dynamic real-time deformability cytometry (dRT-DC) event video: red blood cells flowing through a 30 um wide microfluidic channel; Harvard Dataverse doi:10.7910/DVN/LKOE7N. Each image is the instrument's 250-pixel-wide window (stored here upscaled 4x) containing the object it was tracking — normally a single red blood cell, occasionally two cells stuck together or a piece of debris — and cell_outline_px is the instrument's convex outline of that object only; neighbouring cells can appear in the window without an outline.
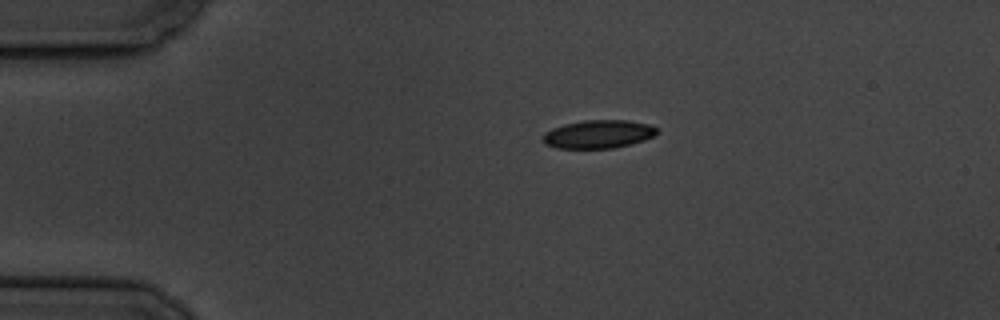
{"species": "common noctule bat (a hibernating species)", "species_latin": "Nyctalus noctula", "temperature_condition": "cold", "stored_images_in_passage": 8, "camera_frame_rate_fps": 3000, "um_per_image_px": 0.085, "animal": {"sex": "male", "body_mass_g": 19.5, "forearm_length_mm": 54.6}, "frame": {"image": 1, "passage_image": 1, "time_ms": 0.0, "image_size_px": [1000, 320], "cell_outline_px": [[656, 132], [652, 136], [644, 140], [612, 148], [556, 148], [544, 144], [544, 132], [552, 128], [564, 124], [584, 120], [628, 120], [648, 124], [656, 128]], "centroid_in_image_um": [50.81, 11.4], "position_along_channel_um": 34.2, "area_um2": 18.55}}
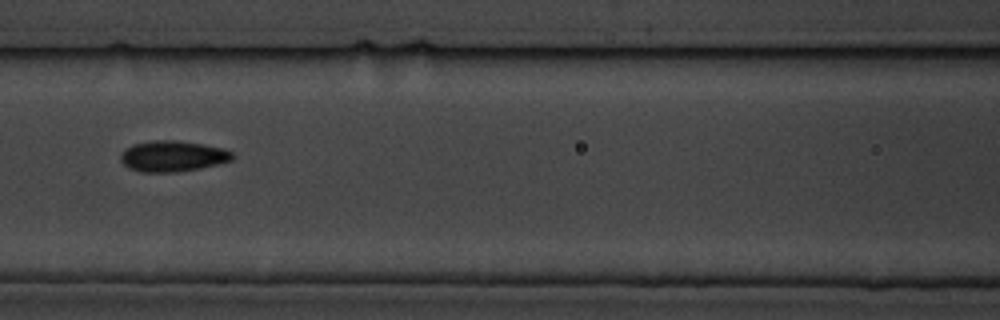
{"frame": {"image": 2, "passage_image": 5, "time_ms": 4.667, "image_size_px": [1000, 320], "cell_outline_px": [[236, 156], [232, 160], [200, 168], [180, 172], [140, 172], [128, 168], [120, 160], [120, 152], [124, 148], [132, 144], [152, 140], [176, 140], [204, 144], [224, 148], [232, 152]], "centroid_in_image_um": [14.65, 13.27], "position_along_channel_um": 151.9, "area_um2": 20.46}}
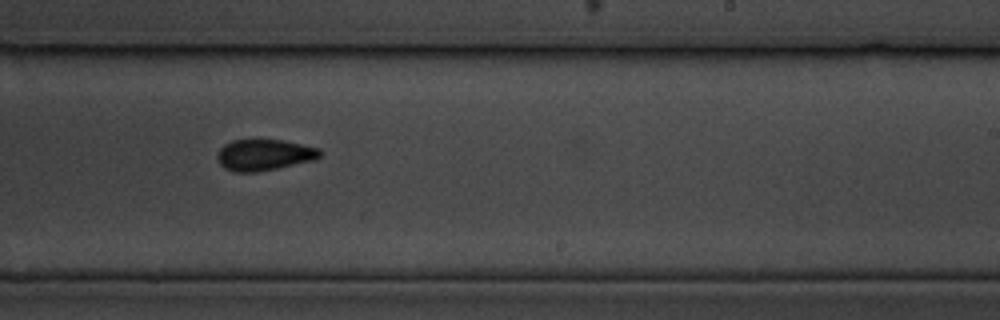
{"frame": {"image": 3, "passage_image": 8, "time_ms": 8.0, "image_size_px": [1000, 320], "cell_outline_px": [[320, 156], [316, 160], [256, 172], [232, 172], [224, 168], [220, 164], [216, 156], [220, 148], [224, 144], [232, 140], [280, 140], [320, 148]], "centroid_in_image_um": [22.43, 13.17], "position_along_channel_um": 266.6, "area_um2": 18.61}}